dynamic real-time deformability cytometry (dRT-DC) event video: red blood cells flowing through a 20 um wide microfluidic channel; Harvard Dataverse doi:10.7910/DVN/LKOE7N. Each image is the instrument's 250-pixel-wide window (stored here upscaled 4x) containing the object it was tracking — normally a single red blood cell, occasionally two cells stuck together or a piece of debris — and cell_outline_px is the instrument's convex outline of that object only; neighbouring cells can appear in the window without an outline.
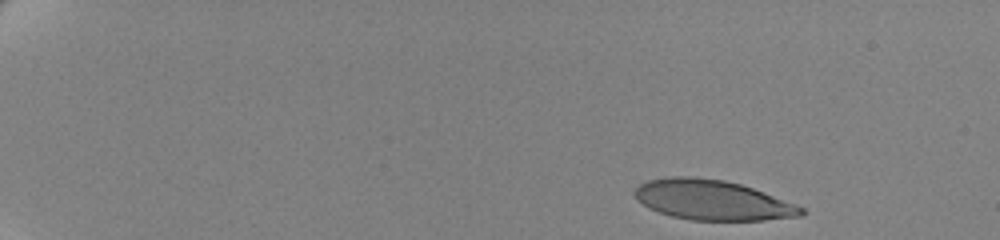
{"species": "human", "species_latin": "Homo sapiens", "temperature_condition": "cold", "stored_images_in_passage": 51, "camera_frame_rate_fps": 3000, "um_per_image_px": 0.085, "donor": {"sex": "female"}, "frame": {"image": 1, "passage_image": 1, "time_ms": 0.0, "image_size_px": [1000, 240], "cell_outline_px": [[808, 212], [804, 216], [764, 220], [692, 220], [672, 216], [648, 208], [632, 192], [640, 184], [648, 180], [672, 176], [692, 176], [724, 180], [740, 184], [764, 192], [796, 204], [804, 208]], "centroid_in_image_um": [60.6, 17.0], "position_along_channel_um": 24.4, "area_um2": 38.78}}
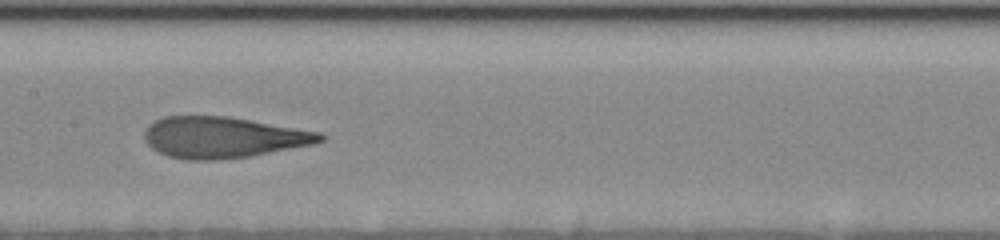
{"frame": {"image": 2, "passage_image": 27, "time_ms": 8.667, "image_size_px": [1000, 240], "cell_outline_px": [[324, 140], [316, 144], [252, 156], [220, 160], [188, 160], [168, 156], [152, 148], [144, 140], [144, 132], [148, 124], [164, 116], [228, 116], [320, 132], [324, 136]], "centroid_in_image_um": [18.97, 11.68], "position_along_channel_um": 188.4, "area_um2": 42.31}}
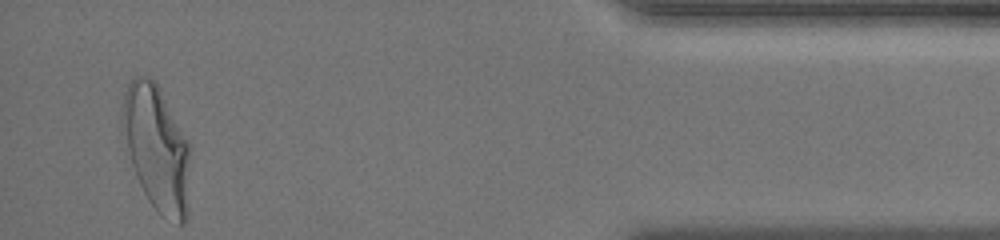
{"frame": {"image": 3, "passage_image": 51, "time_ms": 16.667, "image_size_px": [1000, 240], "cell_outline_px": [[192, 148], [188, 216], [184, 224], [180, 224], [160, 216], [148, 200], [136, 176], [132, 164], [120, 120], [120, 108], [124, 92], [128, 84], [136, 76], [152, 76], [156, 80], [188, 140]], "centroid_in_image_um": [13.36, 12.59], "position_along_channel_um": 421.8, "area_um2": 50.75}, "authors_computed_cell_mechanics": {"area_um2": 41.9628, "velocity_mm_per_s": 3.4847, "shape_relaxation_time_tau1_ms": 5.2871, "shape_relaxation_time_tau2_ms": 1.1243, "deformation_change_tau1": 0.2216, "deformation_change_tau2": 0.0951}}